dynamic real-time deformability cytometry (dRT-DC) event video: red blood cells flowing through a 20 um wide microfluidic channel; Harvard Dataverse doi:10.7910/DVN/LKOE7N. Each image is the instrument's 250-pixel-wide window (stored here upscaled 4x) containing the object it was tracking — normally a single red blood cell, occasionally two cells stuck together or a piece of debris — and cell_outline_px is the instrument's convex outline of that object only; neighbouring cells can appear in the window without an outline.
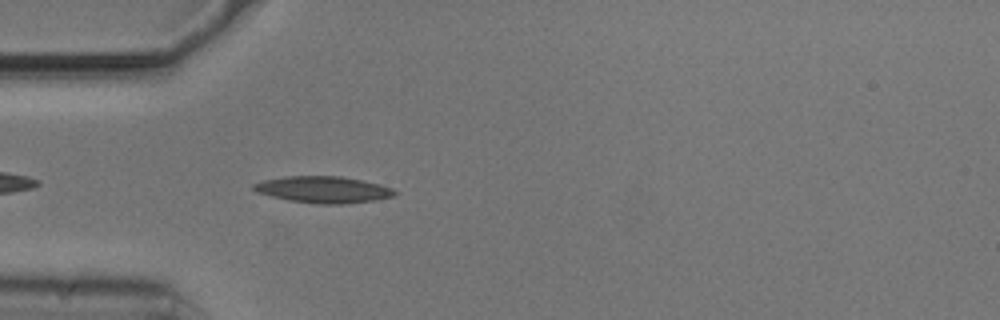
{"species": "common noctule bat (a hibernating species)", "species_latin": "Nyctalus noctula", "temperature_condition": "cold", "stored_images_in_passage": 24, "camera_frame_rate_fps": 3000, "um_per_image_px": 0.085, "animal": {"sex": "male", "body_mass_g": 20.5, "forearm_length_mm": 52.5}, "frame": {"image": 1, "passage_image": 4, "time_ms": 1.0, "image_size_px": [1000, 320], "cell_outline_px": [[396, 192], [392, 196], [376, 200], [340, 204], [320, 204], [288, 200], [256, 192], [252, 188], [252, 184], [264, 180], [284, 176], [340, 176], [380, 184], [392, 188]], "centroid_in_image_um": [27.45, 16.11], "position_along_channel_um": 57.6, "area_um2": 21.68}}
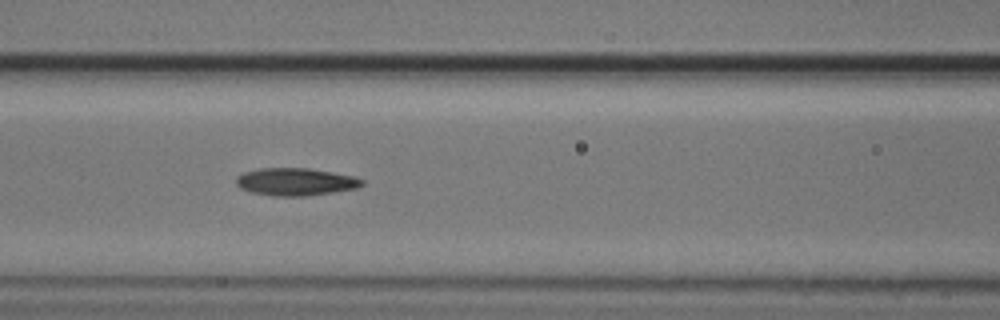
{"frame": {"image": 2, "passage_image": 11, "time_ms": 3.333, "image_size_px": [1000, 320], "cell_outline_px": [[364, 184], [356, 188], [332, 192], [304, 196], [272, 196], [252, 192], [240, 188], [236, 184], [236, 176], [244, 172], [260, 168], [308, 168], [356, 176], [364, 180]], "centroid_in_image_um": [25.12, 15.45], "position_along_channel_um": 141.5, "area_um2": 20.23}}
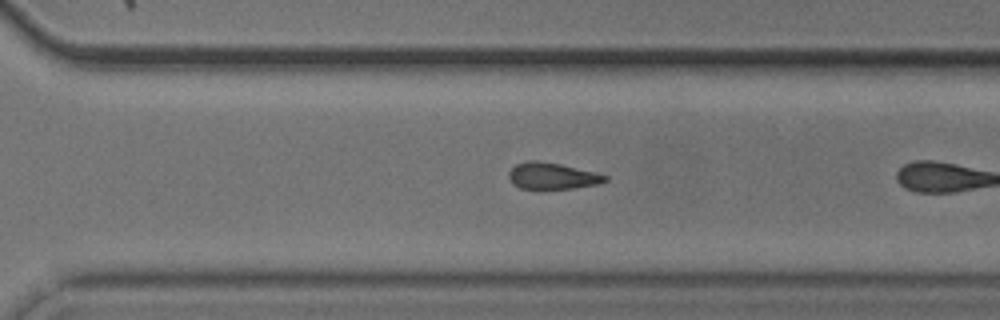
{"frame": {"image": 3, "passage_image": 23, "time_ms": 7.333, "image_size_px": [1000, 320], "cell_outline_px": [[608, 180], [600, 184], [572, 188], [520, 188], [512, 184], [508, 176], [508, 172], [516, 164], [524, 160], [536, 160], [560, 164], [596, 172], [608, 176]], "centroid_in_image_um": [46.94, 14.94], "position_along_channel_um": 323.7, "area_um2": 14.91}}